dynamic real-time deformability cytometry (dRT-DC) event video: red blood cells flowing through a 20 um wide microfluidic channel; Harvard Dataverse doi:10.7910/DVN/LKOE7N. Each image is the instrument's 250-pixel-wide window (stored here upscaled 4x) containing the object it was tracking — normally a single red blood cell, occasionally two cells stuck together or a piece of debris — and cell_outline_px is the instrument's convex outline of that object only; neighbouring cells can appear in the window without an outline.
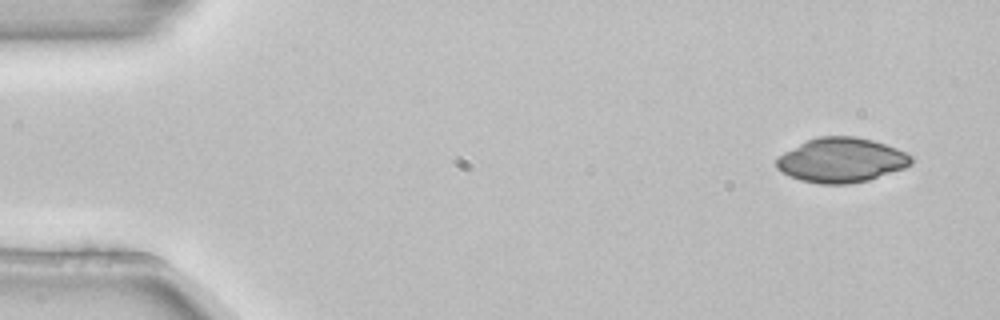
{"species": "common noctule bat (a hibernating species)", "species_latin": "Nyctalus noctula", "temperature_condition": "room temperature", "stored_images_in_passage": 4, "segment_of_instrument_passage": [2, 2], "camera_frame_rate_fps": 3000, "um_per_image_px": 0.085, "animal": {"sex": "female", "body_mass_g": 22.7, "forearm_length_mm": 54.2}, "frame": {"image": 1, "passage_image": 4, "time_ms": 1.0, "image_size_px": [1000, 320], "cell_outline_px": [[912, 164], [904, 168], [868, 180], [848, 184], [820, 184], [800, 180], [788, 176], [780, 172], [776, 168], [776, 160], [784, 152], [808, 140], [820, 136], [856, 136], [872, 140], [896, 148], [912, 156]], "centroid_in_image_um": [71.5, 13.62], "position_along_channel_um": 13.5, "area_um2": 34.91}}